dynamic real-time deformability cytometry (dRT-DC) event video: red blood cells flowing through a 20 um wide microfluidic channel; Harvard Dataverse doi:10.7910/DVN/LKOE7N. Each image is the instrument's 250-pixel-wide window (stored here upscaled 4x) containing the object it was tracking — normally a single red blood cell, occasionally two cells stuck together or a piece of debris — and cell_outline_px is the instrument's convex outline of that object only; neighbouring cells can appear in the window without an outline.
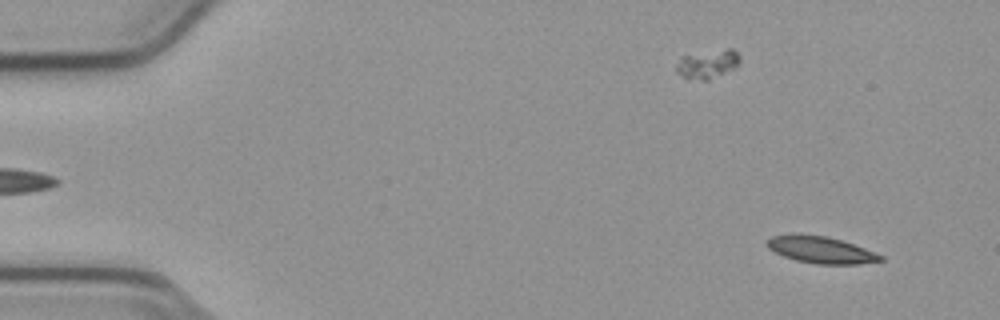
{"species": "common noctule bat (a hibernating species)", "species_latin": "Nyctalus noctula", "temperature_condition": "cold", "stored_images_in_passage": 54, "camera_frame_rate_fps": 3000, "um_per_image_px": 0.085, "animal": {"sex": "male", "body_mass_g": 23.1, "forearm_length_mm": 52.7}, "frame": {"image": 1, "passage_image": 4, "time_ms": 1.0, "image_size_px": [1000, 320], "cell_outline_px": [[884, 260], [856, 264], [816, 264], [796, 260], [784, 256], [768, 248], [764, 244], [764, 240], [772, 236], [792, 232], [828, 236], [864, 248], [884, 256]], "centroid_in_image_um": [69.69, 21.2], "position_along_channel_um": 15.3, "area_um2": 17.98}}
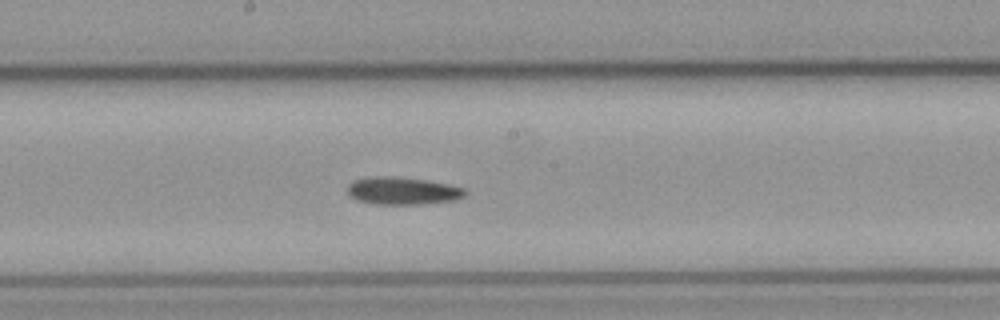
{"frame": {"image": 2, "passage_image": 29, "time_ms": 9.333, "image_size_px": [1000, 320], "cell_outline_px": [[468, 192], [464, 196], [456, 200], [420, 204], [376, 204], [356, 200], [348, 192], [348, 184], [352, 180], [372, 176], [388, 176], [424, 180], [464, 188]], "centroid_in_image_um": [34.19, 16.22], "position_along_channel_um": 214.0, "area_um2": 18.67}}
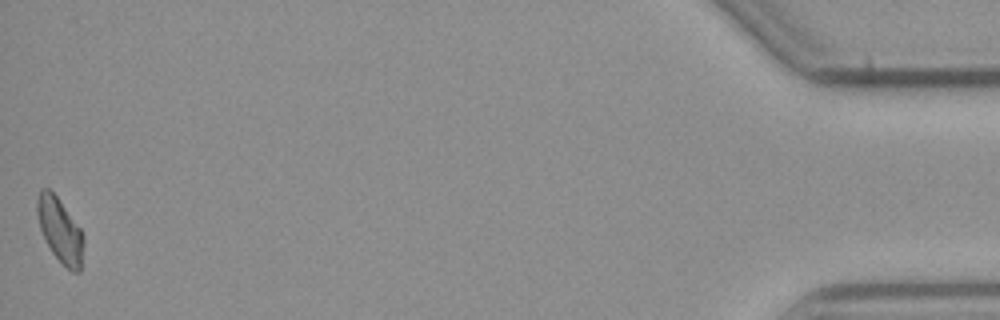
{"frame": {"image": 3, "passage_image": 54, "time_ms": 17.667, "image_size_px": [1000, 320], "cell_outline_px": [[84, 244], [80, 272], [72, 272], [52, 252], [40, 228], [36, 212], [36, 200], [40, 188], [48, 188], [56, 196], [80, 228], [84, 236]], "centroid_in_image_um": [5.1, 19.55], "position_along_channel_um": 430.1, "area_um2": 17.17}}